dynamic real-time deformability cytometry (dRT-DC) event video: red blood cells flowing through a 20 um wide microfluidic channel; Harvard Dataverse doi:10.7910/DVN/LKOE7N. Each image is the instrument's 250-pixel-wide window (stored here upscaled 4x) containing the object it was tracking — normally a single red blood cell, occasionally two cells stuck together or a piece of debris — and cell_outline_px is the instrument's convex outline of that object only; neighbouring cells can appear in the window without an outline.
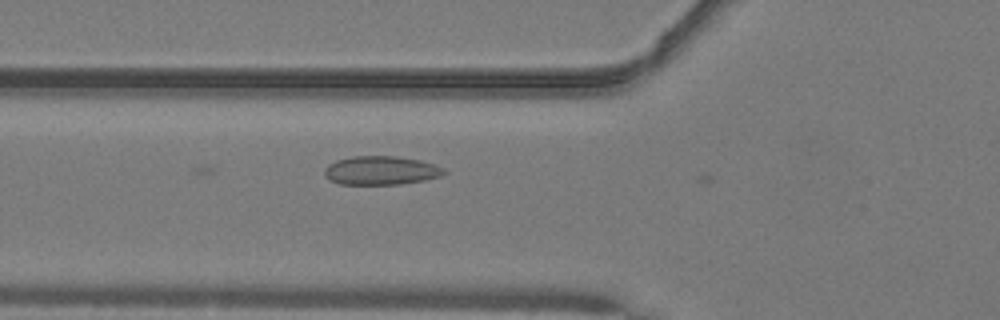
{"species": "common noctule bat (a hibernating species)", "species_latin": "Nyctalus noctula", "temperature_condition": "warm", "stored_images_in_passage": 7, "camera_frame_rate_fps": 3000, "um_per_image_px": 0.085, "animal": {"sex": "male", "body_mass_g": 19.2, "forearm_length_mm": 51.8}, "frame": {"image": 1, "passage_image": 6, "time_ms": 1.667, "image_size_px": [1000, 320], "cell_outline_px": [[448, 172], [440, 176], [424, 180], [400, 184], [340, 184], [328, 180], [324, 176], [324, 168], [328, 164], [336, 160], [352, 156], [396, 156], [420, 160], [436, 164], [444, 168]], "centroid_in_image_um": [32.37, 14.48], "position_along_channel_um": 93.4, "area_um2": 20.23}}